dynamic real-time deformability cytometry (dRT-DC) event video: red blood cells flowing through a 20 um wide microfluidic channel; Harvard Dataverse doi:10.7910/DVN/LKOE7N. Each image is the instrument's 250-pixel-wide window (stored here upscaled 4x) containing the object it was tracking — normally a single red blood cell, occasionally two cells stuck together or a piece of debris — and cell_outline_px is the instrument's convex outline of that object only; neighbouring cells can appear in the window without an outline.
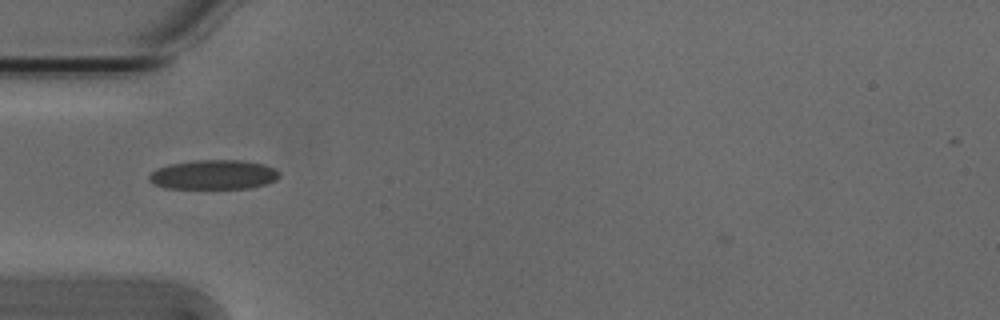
{"species": "Egyptian fruit bat (a non-hibernating species)", "species_latin": "Rousettus aegyptiacus", "temperature_condition": "cold", "stored_images_in_passage": 7, "camera_frame_rate_fps": 3000, "um_per_image_px": 0.085, "animal": {"sex": "male"}, "frame": {"image": 1, "passage_image": 5, "time_ms": 1.333, "image_size_px": [1000, 320], "cell_outline_px": [[280, 176], [276, 180], [252, 188], [164, 188], [152, 184], [148, 180], [148, 176], [156, 168], [172, 164], [196, 160], [240, 160], [264, 164], [280, 172]], "centroid_in_image_um": [18.14, 14.85], "position_along_channel_um": 66.9, "area_um2": 22.37}}
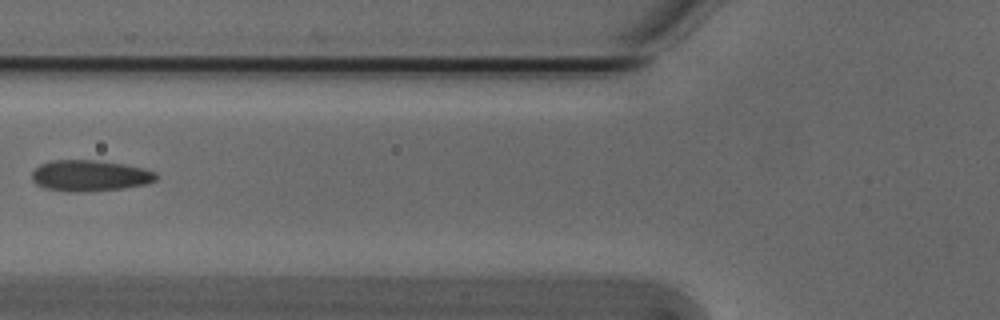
{"frame": {"image": 2, "passage_image": 6, "time_ms": 1.667, "image_size_px": [1000, 320], "cell_outline_px": [[156, 180], [148, 184], [124, 188], [88, 192], [64, 192], [44, 188], [36, 184], [32, 180], [32, 172], [40, 164], [52, 160], [96, 160], [124, 164], [144, 168], [156, 172]], "centroid_in_image_um": [7.63, 14.94], "position_along_channel_um": 118.2, "area_um2": 22.83}}